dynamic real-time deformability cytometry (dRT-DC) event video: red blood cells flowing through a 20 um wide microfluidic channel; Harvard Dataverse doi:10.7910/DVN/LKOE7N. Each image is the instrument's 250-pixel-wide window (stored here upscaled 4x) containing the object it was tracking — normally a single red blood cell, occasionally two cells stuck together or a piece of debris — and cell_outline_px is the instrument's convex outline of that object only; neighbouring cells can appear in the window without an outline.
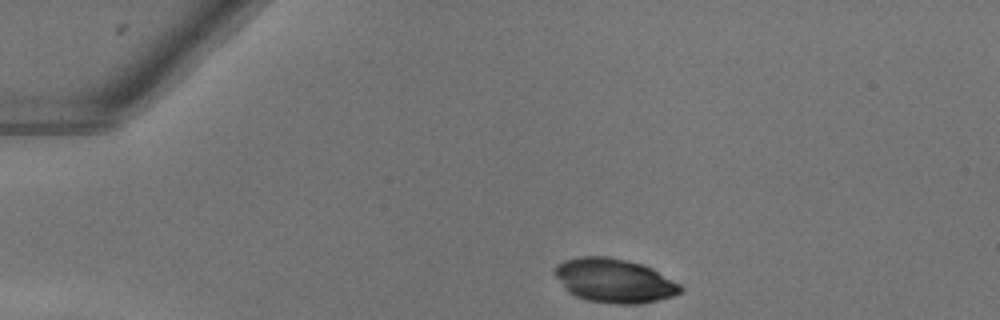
{"species": "common noctule bat (a hibernating species)", "species_latin": "Nyctalus noctula", "temperature_condition": "warm", "stored_images_in_passage": 42, "camera_frame_rate_fps": 3000, "um_per_image_px": 0.085, "animal": {"sex": "female"}, "frame": {"image": 1, "passage_image": 1, "time_ms": 0.0, "image_size_px": [1000, 320], "cell_outline_px": [[684, 288], [680, 292], [672, 296], [656, 300], [632, 304], [616, 304], [588, 300], [576, 296], [568, 292], [552, 272], [552, 268], [556, 264], [564, 260], [580, 256], [608, 256], [628, 260], [652, 268], [680, 284]], "centroid_in_image_um": [52.16, 23.83], "position_along_channel_um": 32.8, "area_um2": 32.25}}
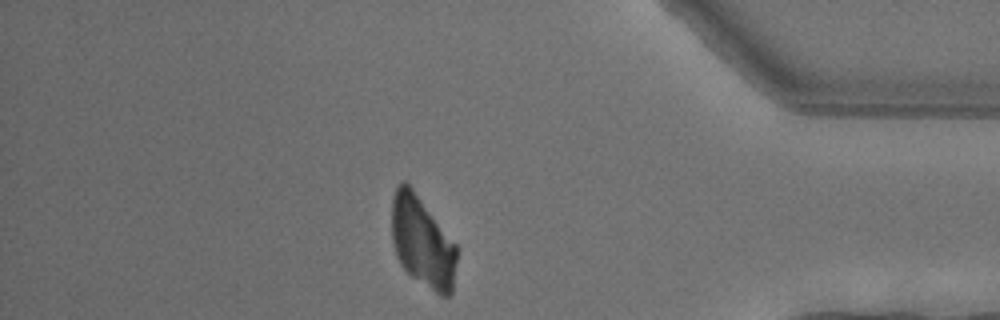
{"frame": {"image": 2, "passage_image": 35, "time_ms": 11.333, "image_size_px": [1000, 320], "cell_outline_px": [[456, 260], [452, 292], [448, 296], [440, 296], [412, 276], [400, 264], [396, 256], [392, 240], [392, 196], [400, 180], [404, 180], [412, 188], [456, 244]], "centroid_in_image_um": [35.88, 20.55], "position_along_channel_um": 399.3, "area_um2": 34.16}}
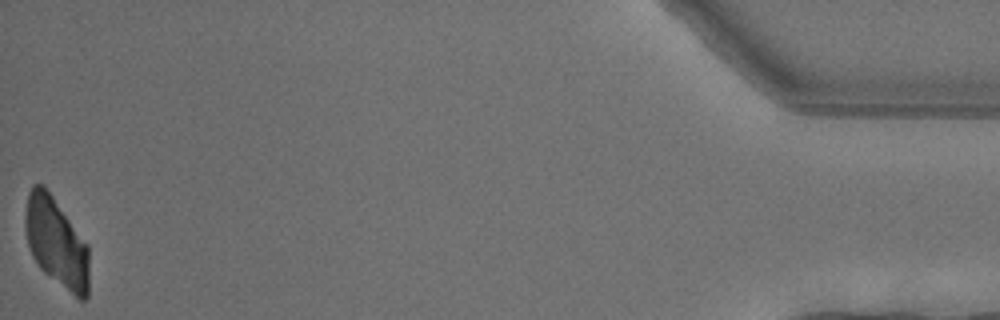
{"frame": {"image": 3, "passage_image": 42, "time_ms": 13.667, "image_size_px": [1000, 320], "cell_outline_px": [[88, 296], [84, 300], [80, 300], [44, 272], [40, 268], [32, 256], [28, 244], [24, 228], [24, 216], [28, 192], [32, 184], [44, 184], [88, 244]], "centroid_in_image_um": [4.77, 20.56], "position_along_channel_um": 430.4, "area_um2": 33.35}}